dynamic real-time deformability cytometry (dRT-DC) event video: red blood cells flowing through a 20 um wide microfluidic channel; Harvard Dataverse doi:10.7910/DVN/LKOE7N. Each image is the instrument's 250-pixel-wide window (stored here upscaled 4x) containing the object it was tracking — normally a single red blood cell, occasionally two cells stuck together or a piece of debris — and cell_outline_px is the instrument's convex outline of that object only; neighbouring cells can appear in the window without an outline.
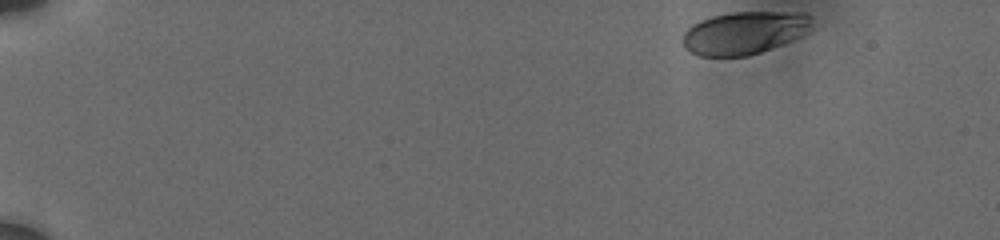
{"species": "human", "species_latin": "Homo sapiens", "temperature_condition": "cold", "stored_images_in_passage": 27, "camera_frame_rate_fps": 3000, "um_per_image_px": 0.085, "donor": {"sex": "male"}, "frame": {"image": 1, "passage_image": 1, "time_ms": 0.0, "image_size_px": [1000, 240], "cell_outline_px": [[816, 28], [812, 32], [792, 40], [760, 52], [748, 56], [700, 56], [684, 48], [684, 32], [692, 24], [700, 20], [712, 16], [728, 12], [804, 12], [812, 16]], "centroid_in_image_um": [63.37, 2.77], "position_along_channel_um": 21.6, "area_um2": 32.71}}
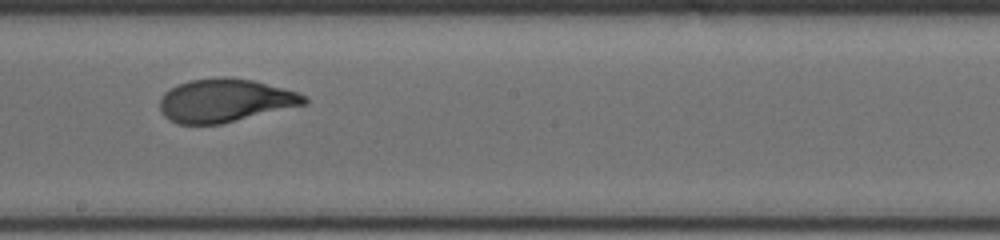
{"frame": {"image": 2, "passage_image": 16, "time_ms": 9.333, "image_size_px": [1000, 240], "cell_outline_px": [[308, 104], [220, 124], [176, 124], [168, 120], [160, 112], [160, 96], [164, 92], [188, 80], [220, 76], [224, 76], [252, 80], [284, 88], [296, 92], [304, 96], [308, 100]], "centroid_in_image_um": [19.1, 8.54], "position_along_channel_um": 229.1, "area_um2": 36.53}}
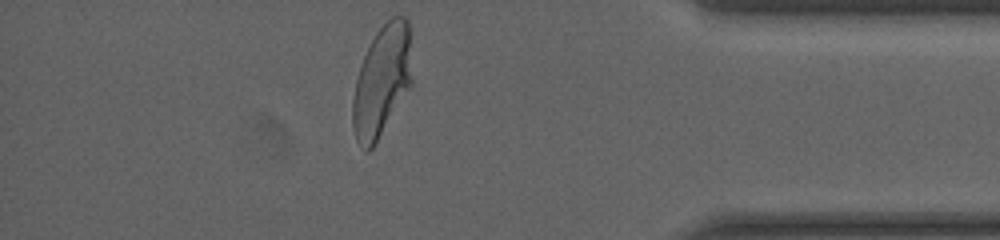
{"frame": {"image": 3, "passage_image": 27, "time_ms": 14.667, "image_size_px": [1000, 240], "cell_outline_px": [[412, 88], [372, 148], [368, 152], [356, 140], [352, 124], [352, 100], [356, 80], [364, 56], [376, 32], [392, 16], [404, 16], [408, 20], [412, 80]], "centroid_in_image_um": [32.47, 6.92], "position_along_channel_um": 402.7, "area_um2": 38.44}, "authors_computed_cell_mechanics": {"area_um2": 36.2406, "velocity_mm_per_s": 3.7064, "shape_relaxation_time_tau1_ms": 3.5658, "shape_relaxation_time_tau2_ms": null, "deformation_change_tau1": 0.1625, "deformation_change_tau2": null}}